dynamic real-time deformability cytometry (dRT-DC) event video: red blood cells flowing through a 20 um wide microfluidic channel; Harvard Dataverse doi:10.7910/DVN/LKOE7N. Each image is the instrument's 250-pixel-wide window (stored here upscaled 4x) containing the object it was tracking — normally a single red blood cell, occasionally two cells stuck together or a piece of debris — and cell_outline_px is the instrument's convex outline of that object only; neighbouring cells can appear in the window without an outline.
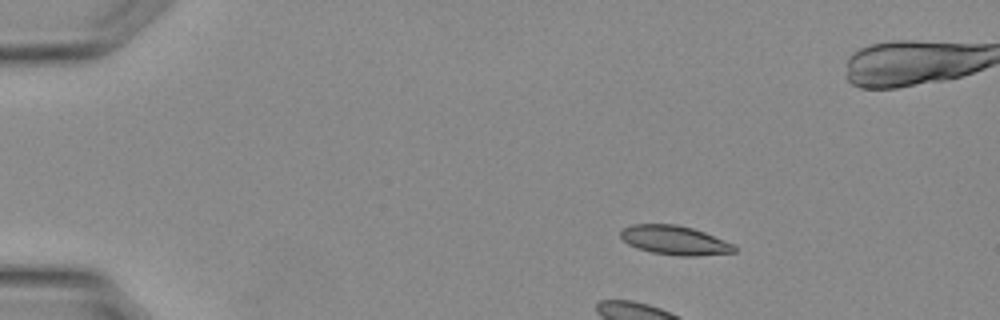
{"species": "Egyptian fruit bat (a non-hibernating species)", "species_latin": "Rousettus aegyptiacus", "temperature_condition": "warm", "stored_images_in_passage": 33, "camera_frame_rate_fps": 3000, "um_per_image_px": 0.085, "animal": {"sex": "female"}, "frame": {"image": 1, "passage_image": 5, "time_ms": 1.333, "image_size_px": [1000, 320], "cell_outline_px": [[736, 252], [696, 256], [680, 256], [652, 252], [636, 248], [628, 244], [620, 236], [620, 232], [624, 228], [632, 224], [676, 224], [692, 228], [704, 232], [736, 244]], "centroid_in_image_um": [57.37, 20.42], "position_along_channel_um": 27.6, "area_um2": 19.36}}